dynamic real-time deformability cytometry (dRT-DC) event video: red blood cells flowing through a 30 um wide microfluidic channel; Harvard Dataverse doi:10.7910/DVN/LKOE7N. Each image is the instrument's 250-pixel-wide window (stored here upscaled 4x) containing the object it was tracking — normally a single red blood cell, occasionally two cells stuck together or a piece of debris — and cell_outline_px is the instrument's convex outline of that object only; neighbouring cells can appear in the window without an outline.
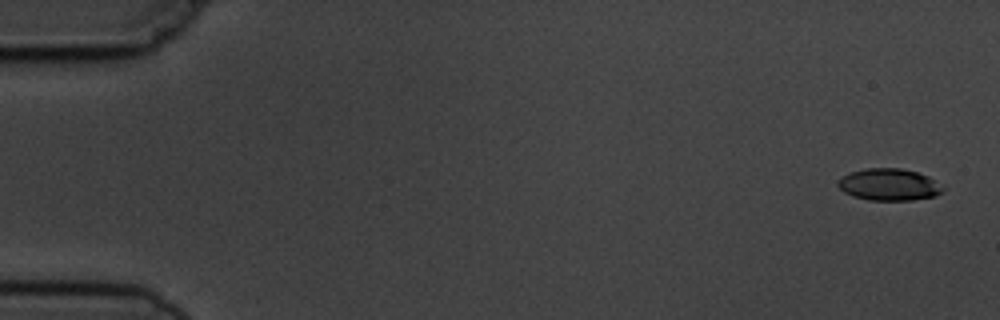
{"species": "common noctule bat (a hibernating species)", "species_latin": "Nyctalus noctula", "temperature_condition": "cold", "stored_images_in_passage": 5, "camera_frame_rate_fps": 3000, "um_per_image_px": 0.085, "animal": {"sex": "male", "body_mass_g": 19.5, "forearm_length_mm": 54.6}, "frame": {"image": 1, "passage_image": 1, "time_ms": 0.0, "image_size_px": [1000, 320], "cell_outline_px": [[944, 188], [936, 196], [912, 200], [868, 200], [852, 196], [844, 192], [836, 184], [840, 176], [864, 168], [900, 168], [916, 172], [928, 176]], "centroid_in_image_um": [75.52, 15.69], "position_along_channel_um": 9.5, "area_um2": 19.48}}
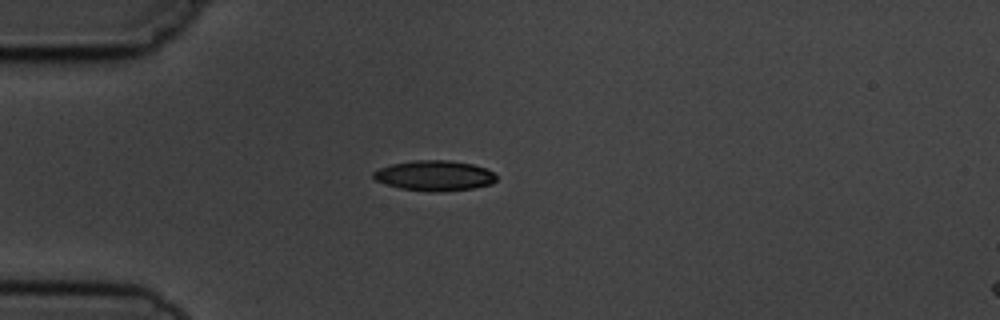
{"frame": {"image": 2, "passage_image": 5, "time_ms": 4.333, "image_size_px": [1000, 320], "cell_outline_px": [[496, 180], [492, 184], [472, 188], [440, 192], [432, 192], [400, 188], [376, 180], [372, 176], [372, 172], [380, 168], [392, 164], [416, 160], [448, 160], [472, 164], [484, 168], [492, 172], [496, 176]], "centroid_in_image_um": [36.93, 14.93], "position_along_channel_um": 48.1, "area_um2": 21.5}}